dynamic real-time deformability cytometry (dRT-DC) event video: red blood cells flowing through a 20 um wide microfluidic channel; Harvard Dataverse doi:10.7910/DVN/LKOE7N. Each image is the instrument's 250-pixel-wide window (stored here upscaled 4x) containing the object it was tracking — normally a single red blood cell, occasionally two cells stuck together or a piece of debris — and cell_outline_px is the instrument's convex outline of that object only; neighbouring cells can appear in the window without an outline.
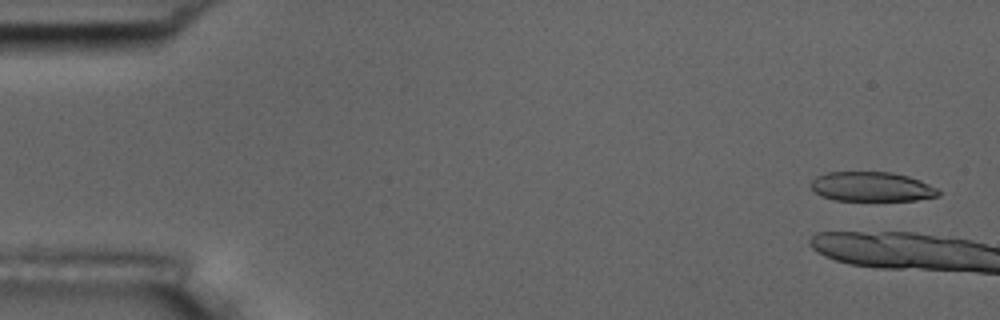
{"species": "common noctule bat (a hibernating species)", "species_latin": "Nyctalus noctula", "temperature_condition": "room temperature", "stored_images_in_passage": 5, "camera_frame_rate_fps": 3000, "um_per_image_px": 0.085, "animal": {"sex": "male", "body_mass_g": 17.5, "forearm_length_mm": 52.3}, "frame": {"image": 1, "passage_image": 2, "time_ms": 0.333, "image_size_px": [1000, 320], "cell_outline_px": [[940, 196], [916, 200], [832, 200], [820, 196], [812, 188], [812, 180], [816, 176], [828, 172], [892, 172], [908, 176], [920, 180], [936, 188], [940, 192]], "centroid_in_image_um": [74.1, 15.87], "position_along_channel_um": 10.9, "area_um2": 21.91}}